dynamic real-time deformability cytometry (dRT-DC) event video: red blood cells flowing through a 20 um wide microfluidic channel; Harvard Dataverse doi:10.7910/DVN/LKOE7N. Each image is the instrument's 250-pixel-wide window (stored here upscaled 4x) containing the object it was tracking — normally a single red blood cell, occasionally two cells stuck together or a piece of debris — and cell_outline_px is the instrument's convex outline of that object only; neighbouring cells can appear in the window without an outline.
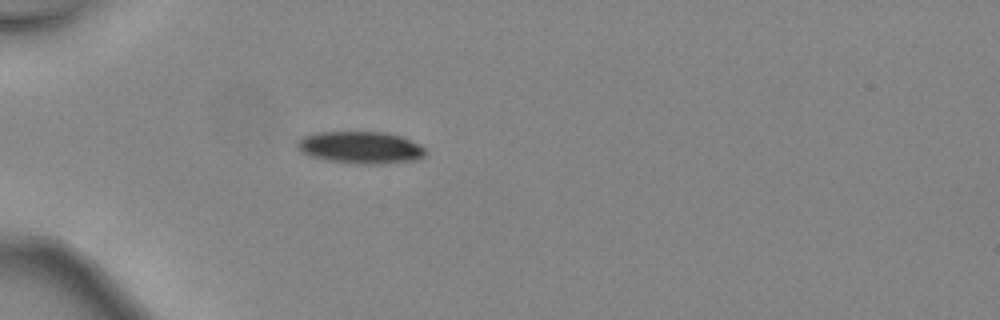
{"species": "common noctule bat (a hibernating species)", "species_latin": "Nyctalus noctula", "temperature_condition": "warm", "stored_images_in_passage": 32, "camera_frame_rate_fps": 3000, "um_per_image_px": 0.085, "animal": {"sex": "female", "body_mass_g": 24.6, "forearm_length_mm": 56.2}, "frame": {"image": 1, "passage_image": 1, "time_ms": 0.0, "image_size_px": [1000, 320], "cell_outline_px": [[428, 152], [424, 156], [416, 160], [380, 164], [360, 164], [328, 160], [312, 156], [296, 148], [296, 140], [304, 136], [316, 132], [388, 132], [400, 136], [420, 144]], "centroid_in_image_um": [30.67, 12.53], "position_along_channel_um": 54.3, "area_um2": 24.04}}
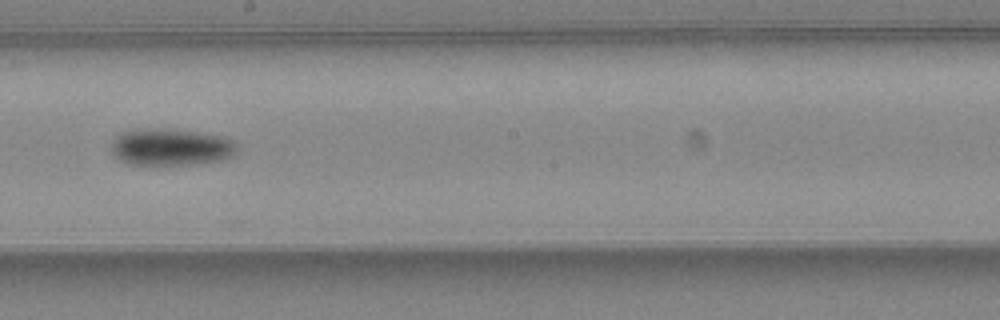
{"frame": {"image": 2, "passage_image": 14, "time_ms": 4.333, "image_size_px": [1000, 320], "cell_outline_px": [[236, 152], [232, 156], [224, 160], [200, 164], [128, 164], [112, 156], [112, 140], [120, 132], [156, 128], [168, 128], [200, 132], [228, 136], [236, 144]], "centroid_in_image_um": [14.56, 12.49], "position_along_channel_um": 233.6, "area_um2": 27.46}}
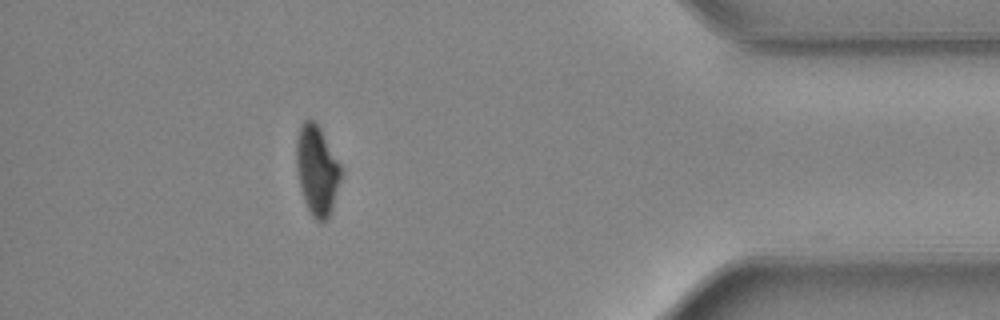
{"frame": {"image": 3, "passage_image": 28, "time_ms": 9.0, "image_size_px": [1000, 320], "cell_outline_px": [[340, 176], [332, 208], [328, 220], [320, 224], [312, 216], [304, 200], [300, 188], [296, 168], [296, 136], [300, 124], [304, 120], [312, 120], [320, 128], [340, 164]], "centroid_in_image_um": [26.9, 14.48], "position_along_channel_um": 408.3, "area_um2": 23.12}, "authors_computed_cell_mechanics": {"area_um2": 25.3453, "velocity_mm_per_s": 4.5745, "shape_relaxation_time_tau1_ms": 2.6407, "shape_relaxation_time_tau2_ms": null, "deformation_change_tau1": 0.128, "deformation_change_tau2": null}}